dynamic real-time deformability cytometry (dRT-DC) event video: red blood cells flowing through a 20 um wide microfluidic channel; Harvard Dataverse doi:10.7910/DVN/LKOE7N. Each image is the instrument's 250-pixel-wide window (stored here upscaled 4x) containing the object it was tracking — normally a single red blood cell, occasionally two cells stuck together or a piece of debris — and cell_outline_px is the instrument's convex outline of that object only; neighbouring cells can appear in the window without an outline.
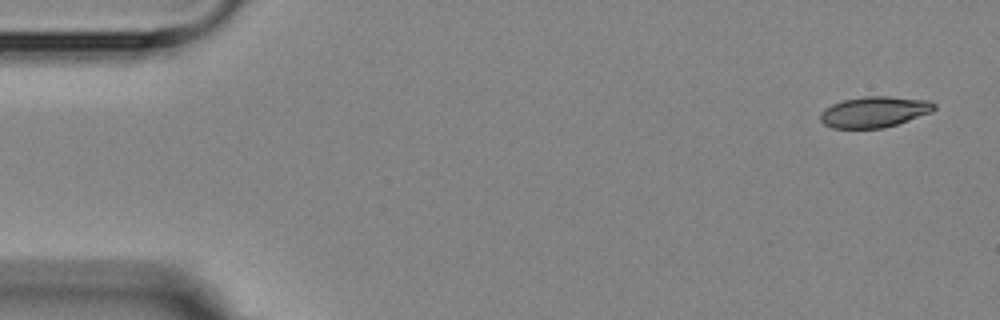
{"species": "Egyptian fruit bat (a non-hibernating species)", "species_latin": "Rousettus aegyptiacus", "temperature_condition": "room temperature", "stored_images_in_passage": 5, "camera_frame_rate_fps": 3000, "um_per_image_px": 0.085, "animal": {"sex": "female"}, "frame": {"image": 1, "passage_image": 1, "time_ms": 0.0, "image_size_px": [1000, 320], "cell_outline_px": [[936, 108], [932, 112], [884, 128], [832, 128], [824, 124], [820, 120], [820, 112], [824, 108], [832, 104], [844, 100], [864, 96], [888, 96], [928, 100], [936, 104]], "centroid_in_image_um": [74.31, 9.51], "position_along_channel_um": 10.7, "area_um2": 20.52}}
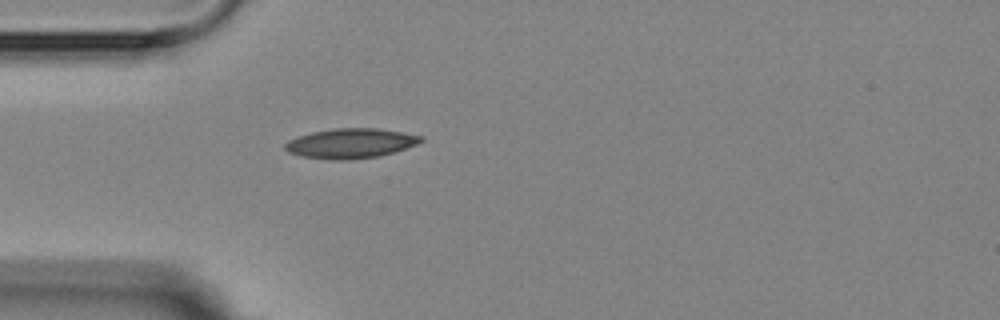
{"frame": {"image": 2, "passage_image": 5, "time_ms": 4.333, "image_size_px": [1000, 320], "cell_outline_px": [[424, 140], [416, 144], [396, 152], [380, 156], [352, 160], [332, 160], [300, 156], [288, 152], [284, 148], [284, 144], [288, 140], [312, 132], [332, 128], [376, 128], [424, 136]], "centroid_in_image_um": [29.8, 12.19], "position_along_channel_um": 55.2, "area_um2": 23.76}}